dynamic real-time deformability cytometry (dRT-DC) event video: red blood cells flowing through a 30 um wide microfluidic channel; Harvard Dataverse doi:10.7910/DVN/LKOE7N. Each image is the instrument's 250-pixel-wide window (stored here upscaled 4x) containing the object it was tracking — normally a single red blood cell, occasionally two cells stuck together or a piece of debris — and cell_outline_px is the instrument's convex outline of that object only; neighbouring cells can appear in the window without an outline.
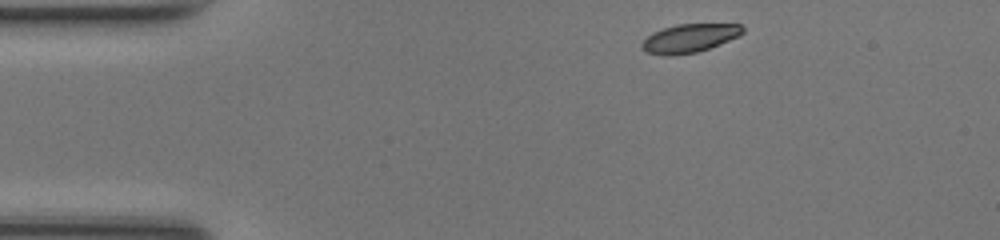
{"species": "common noctule bat (a hibernating species)", "species_latin": "Nyctalus noctula", "temperature_condition": "room temperature", "stored_images_in_passage": 42, "camera_frame_rate_fps": 3000, "um_per_image_px": 0.085, "animal": {"sex": "female", "body_mass_g": 17.0, "forearm_length_mm": 48.0}, "frame": {"image": 1, "passage_image": 1, "time_ms": 0.0, "image_size_px": [1000, 240], "cell_outline_px": [[744, 32], [740, 36], [708, 48], [696, 52], [648, 52], [640, 44], [652, 32], [676, 24], [740, 24], [744, 28]], "centroid_in_image_um": [58.7, 3.17], "position_along_channel_um": 26.3, "area_um2": 15.84}}
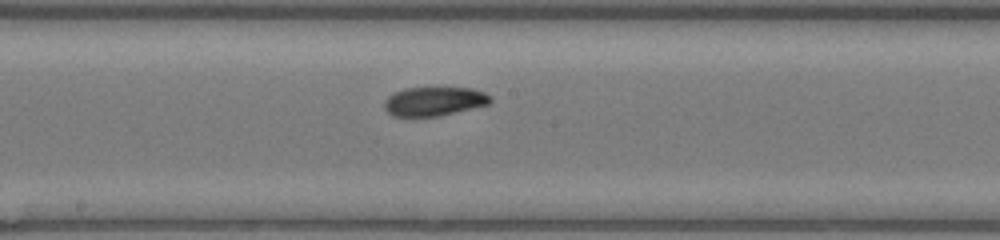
{"frame": {"image": 2, "passage_image": 19, "time_ms": 6.0, "image_size_px": [1000, 240], "cell_outline_px": [[492, 100], [488, 104], [436, 116], [392, 116], [384, 108], [384, 100], [392, 92], [404, 88], [472, 88], [484, 92], [492, 96]], "centroid_in_image_um": [36.86, 8.6], "position_along_channel_um": 211.3, "area_um2": 17.8}}
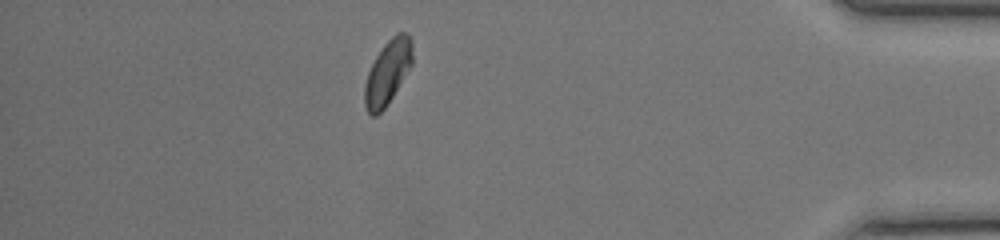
{"frame": {"image": 3, "passage_image": 36, "time_ms": 11.667, "image_size_px": [1000, 240], "cell_outline_px": [[412, 64], [392, 96], [384, 108], [376, 116], [372, 116], [368, 112], [364, 104], [364, 84], [368, 72], [376, 56], [384, 44], [396, 32], [404, 32], [408, 36], [412, 44]], "centroid_in_image_um": [32.93, 6.15], "position_along_channel_um": 402.3, "area_um2": 17.57}, "authors_computed_cell_mechanics": {"area_um2": 17.9469, "velocity_mm_per_s": 4.2029, "shape_relaxation_time_tau1_ms": 4.5725, "shape_relaxation_time_tau2_ms": 2.3581, "deformation_change_tau1": 0.1518, "deformation_change_tau2": 0.0669}}